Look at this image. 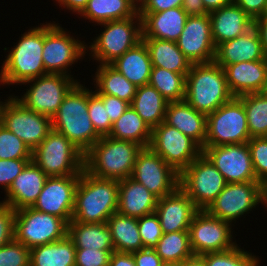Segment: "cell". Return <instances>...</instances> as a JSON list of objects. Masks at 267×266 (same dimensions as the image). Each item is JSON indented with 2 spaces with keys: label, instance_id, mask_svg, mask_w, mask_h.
<instances>
[{
  "label": "cell",
  "instance_id": "cell-1",
  "mask_svg": "<svg viewBox=\"0 0 267 266\" xmlns=\"http://www.w3.org/2000/svg\"><path fill=\"white\" fill-rule=\"evenodd\" d=\"M9 49L0 66V86L21 85L22 83L48 74L45 71L42 50L44 46V23L30 27ZM7 50V51H6Z\"/></svg>",
  "mask_w": 267,
  "mask_h": 266
},
{
  "label": "cell",
  "instance_id": "cell-2",
  "mask_svg": "<svg viewBox=\"0 0 267 266\" xmlns=\"http://www.w3.org/2000/svg\"><path fill=\"white\" fill-rule=\"evenodd\" d=\"M119 180L97 178L85 170L75 191L72 220L103 223L118 209Z\"/></svg>",
  "mask_w": 267,
  "mask_h": 266
},
{
  "label": "cell",
  "instance_id": "cell-3",
  "mask_svg": "<svg viewBox=\"0 0 267 266\" xmlns=\"http://www.w3.org/2000/svg\"><path fill=\"white\" fill-rule=\"evenodd\" d=\"M87 111L88 88L78 82L64 97L57 113L51 119L52 129L65 135L83 153L101 138Z\"/></svg>",
  "mask_w": 267,
  "mask_h": 266
},
{
  "label": "cell",
  "instance_id": "cell-4",
  "mask_svg": "<svg viewBox=\"0 0 267 266\" xmlns=\"http://www.w3.org/2000/svg\"><path fill=\"white\" fill-rule=\"evenodd\" d=\"M141 150L134 142L103 136L84 153V170L97 178L126 179L131 177Z\"/></svg>",
  "mask_w": 267,
  "mask_h": 266
},
{
  "label": "cell",
  "instance_id": "cell-5",
  "mask_svg": "<svg viewBox=\"0 0 267 266\" xmlns=\"http://www.w3.org/2000/svg\"><path fill=\"white\" fill-rule=\"evenodd\" d=\"M233 97L223 67L215 61L191 65L184 100L195 110L209 115Z\"/></svg>",
  "mask_w": 267,
  "mask_h": 266
},
{
  "label": "cell",
  "instance_id": "cell-6",
  "mask_svg": "<svg viewBox=\"0 0 267 266\" xmlns=\"http://www.w3.org/2000/svg\"><path fill=\"white\" fill-rule=\"evenodd\" d=\"M99 25L104 31L92 37L90 45L86 43V51L91 58L89 62L92 60L99 65L111 64L142 40L139 12L128 19L107 21L97 24Z\"/></svg>",
  "mask_w": 267,
  "mask_h": 266
},
{
  "label": "cell",
  "instance_id": "cell-7",
  "mask_svg": "<svg viewBox=\"0 0 267 266\" xmlns=\"http://www.w3.org/2000/svg\"><path fill=\"white\" fill-rule=\"evenodd\" d=\"M77 35H71L56 21L44 23L42 60L47 73L76 77L71 74V68L88 55L85 40L81 41Z\"/></svg>",
  "mask_w": 267,
  "mask_h": 266
},
{
  "label": "cell",
  "instance_id": "cell-8",
  "mask_svg": "<svg viewBox=\"0 0 267 266\" xmlns=\"http://www.w3.org/2000/svg\"><path fill=\"white\" fill-rule=\"evenodd\" d=\"M32 161L48 177L80 175L84 170V153L53 129L32 151Z\"/></svg>",
  "mask_w": 267,
  "mask_h": 266
},
{
  "label": "cell",
  "instance_id": "cell-9",
  "mask_svg": "<svg viewBox=\"0 0 267 266\" xmlns=\"http://www.w3.org/2000/svg\"><path fill=\"white\" fill-rule=\"evenodd\" d=\"M259 205H267V188L260 181L227 183L206 211L235 226Z\"/></svg>",
  "mask_w": 267,
  "mask_h": 266
},
{
  "label": "cell",
  "instance_id": "cell-10",
  "mask_svg": "<svg viewBox=\"0 0 267 266\" xmlns=\"http://www.w3.org/2000/svg\"><path fill=\"white\" fill-rule=\"evenodd\" d=\"M78 82H81L80 79L74 77L48 73L22 83L20 86L27 85L29 88L24 89L26 92L21 96L13 95L26 108L52 119L64 97Z\"/></svg>",
  "mask_w": 267,
  "mask_h": 266
},
{
  "label": "cell",
  "instance_id": "cell-11",
  "mask_svg": "<svg viewBox=\"0 0 267 266\" xmlns=\"http://www.w3.org/2000/svg\"><path fill=\"white\" fill-rule=\"evenodd\" d=\"M68 223L55 215L32 207L15 211L14 239L27 248L59 241L67 236Z\"/></svg>",
  "mask_w": 267,
  "mask_h": 266
},
{
  "label": "cell",
  "instance_id": "cell-12",
  "mask_svg": "<svg viewBox=\"0 0 267 266\" xmlns=\"http://www.w3.org/2000/svg\"><path fill=\"white\" fill-rule=\"evenodd\" d=\"M250 139L245 107L238 97L207 115V135L204 146L247 143Z\"/></svg>",
  "mask_w": 267,
  "mask_h": 266
},
{
  "label": "cell",
  "instance_id": "cell-13",
  "mask_svg": "<svg viewBox=\"0 0 267 266\" xmlns=\"http://www.w3.org/2000/svg\"><path fill=\"white\" fill-rule=\"evenodd\" d=\"M226 184L223 175L203 153L179 174V187L198 210H206Z\"/></svg>",
  "mask_w": 267,
  "mask_h": 266
},
{
  "label": "cell",
  "instance_id": "cell-14",
  "mask_svg": "<svg viewBox=\"0 0 267 266\" xmlns=\"http://www.w3.org/2000/svg\"><path fill=\"white\" fill-rule=\"evenodd\" d=\"M0 124L33 151L52 130L51 118L26 108L14 95H6Z\"/></svg>",
  "mask_w": 267,
  "mask_h": 266
},
{
  "label": "cell",
  "instance_id": "cell-15",
  "mask_svg": "<svg viewBox=\"0 0 267 266\" xmlns=\"http://www.w3.org/2000/svg\"><path fill=\"white\" fill-rule=\"evenodd\" d=\"M234 227L231 223L210 215L206 210H198L189 227L192 253L203 255L234 248L237 245Z\"/></svg>",
  "mask_w": 267,
  "mask_h": 266
},
{
  "label": "cell",
  "instance_id": "cell-16",
  "mask_svg": "<svg viewBox=\"0 0 267 266\" xmlns=\"http://www.w3.org/2000/svg\"><path fill=\"white\" fill-rule=\"evenodd\" d=\"M149 148L179 174L203 153L193 139L165 122L152 129Z\"/></svg>",
  "mask_w": 267,
  "mask_h": 266
},
{
  "label": "cell",
  "instance_id": "cell-17",
  "mask_svg": "<svg viewBox=\"0 0 267 266\" xmlns=\"http://www.w3.org/2000/svg\"><path fill=\"white\" fill-rule=\"evenodd\" d=\"M131 177L158 199L172 193L179 186V173L149 147L142 148L138 153Z\"/></svg>",
  "mask_w": 267,
  "mask_h": 266
},
{
  "label": "cell",
  "instance_id": "cell-18",
  "mask_svg": "<svg viewBox=\"0 0 267 266\" xmlns=\"http://www.w3.org/2000/svg\"><path fill=\"white\" fill-rule=\"evenodd\" d=\"M203 154L223 175L226 183L258 181L247 143L204 146Z\"/></svg>",
  "mask_w": 267,
  "mask_h": 266
},
{
  "label": "cell",
  "instance_id": "cell-19",
  "mask_svg": "<svg viewBox=\"0 0 267 266\" xmlns=\"http://www.w3.org/2000/svg\"><path fill=\"white\" fill-rule=\"evenodd\" d=\"M176 43L191 64L214 61L216 47L212 38L209 14L188 16Z\"/></svg>",
  "mask_w": 267,
  "mask_h": 266
},
{
  "label": "cell",
  "instance_id": "cell-20",
  "mask_svg": "<svg viewBox=\"0 0 267 266\" xmlns=\"http://www.w3.org/2000/svg\"><path fill=\"white\" fill-rule=\"evenodd\" d=\"M79 178L80 175L48 177L32 208L58 216L69 223L72 220Z\"/></svg>",
  "mask_w": 267,
  "mask_h": 266
},
{
  "label": "cell",
  "instance_id": "cell-21",
  "mask_svg": "<svg viewBox=\"0 0 267 266\" xmlns=\"http://www.w3.org/2000/svg\"><path fill=\"white\" fill-rule=\"evenodd\" d=\"M197 211L193 201L179 186L172 193L159 198L155 209L164 234L189 231Z\"/></svg>",
  "mask_w": 267,
  "mask_h": 266
},
{
  "label": "cell",
  "instance_id": "cell-22",
  "mask_svg": "<svg viewBox=\"0 0 267 266\" xmlns=\"http://www.w3.org/2000/svg\"><path fill=\"white\" fill-rule=\"evenodd\" d=\"M258 60H267V54L254 26L245 34L219 44L214 59L223 68L234 63Z\"/></svg>",
  "mask_w": 267,
  "mask_h": 266
},
{
  "label": "cell",
  "instance_id": "cell-23",
  "mask_svg": "<svg viewBox=\"0 0 267 266\" xmlns=\"http://www.w3.org/2000/svg\"><path fill=\"white\" fill-rule=\"evenodd\" d=\"M48 176L30 161L23 171L14 179L4 195L3 202L15 211L24 207H32L41 193Z\"/></svg>",
  "mask_w": 267,
  "mask_h": 266
},
{
  "label": "cell",
  "instance_id": "cell-24",
  "mask_svg": "<svg viewBox=\"0 0 267 266\" xmlns=\"http://www.w3.org/2000/svg\"><path fill=\"white\" fill-rule=\"evenodd\" d=\"M209 16L215 47L245 34L254 26V20L234 1L211 11Z\"/></svg>",
  "mask_w": 267,
  "mask_h": 266
},
{
  "label": "cell",
  "instance_id": "cell-25",
  "mask_svg": "<svg viewBox=\"0 0 267 266\" xmlns=\"http://www.w3.org/2000/svg\"><path fill=\"white\" fill-rule=\"evenodd\" d=\"M142 38L176 42L183 31L188 15L182 7L160 12H139Z\"/></svg>",
  "mask_w": 267,
  "mask_h": 266
},
{
  "label": "cell",
  "instance_id": "cell-26",
  "mask_svg": "<svg viewBox=\"0 0 267 266\" xmlns=\"http://www.w3.org/2000/svg\"><path fill=\"white\" fill-rule=\"evenodd\" d=\"M223 69L228 88L234 97L259 93L267 75V60L234 63Z\"/></svg>",
  "mask_w": 267,
  "mask_h": 266
},
{
  "label": "cell",
  "instance_id": "cell-27",
  "mask_svg": "<svg viewBox=\"0 0 267 266\" xmlns=\"http://www.w3.org/2000/svg\"><path fill=\"white\" fill-rule=\"evenodd\" d=\"M164 122L193 139L202 149L207 135V115L185 100L168 102Z\"/></svg>",
  "mask_w": 267,
  "mask_h": 266
},
{
  "label": "cell",
  "instance_id": "cell-28",
  "mask_svg": "<svg viewBox=\"0 0 267 266\" xmlns=\"http://www.w3.org/2000/svg\"><path fill=\"white\" fill-rule=\"evenodd\" d=\"M158 198L132 177L119 180L117 212L140 218L155 212Z\"/></svg>",
  "mask_w": 267,
  "mask_h": 266
},
{
  "label": "cell",
  "instance_id": "cell-29",
  "mask_svg": "<svg viewBox=\"0 0 267 266\" xmlns=\"http://www.w3.org/2000/svg\"><path fill=\"white\" fill-rule=\"evenodd\" d=\"M111 65L136 87L149 84L152 63L143 40L117 58Z\"/></svg>",
  "mask_w": 267,
  "mask_h": 266
},
{
  "label": "cell",
  "instance_id": "cell-30",
  "mask_svg": "<svg viewBox=\"0 0 267 266\" xmlns=\"http://www.w3.org/2000/svg\"><path fill=\"white\" fill-rule=\"evenodd\" d=\"M67 236L76 249H97L115 251L112 234L106 222L81 223L71 220Z\"/></svg>",
  "mask_w": 267,
  "mask_h": 266
},
{
  "label": "cell",
  "instance_id": "cell-31",
  "mask_svg": "<svg viewBox=\"0 0 267 266\" xmlns=\"http://www.w3.org/2000/svg\"><path fill=\"white\" fill-rule=\"evenodd\" d=\"M142 40L148 48L152 67H161L185 76L188 74L192 64L176 42L153 38H142Z\"/></svg>",
  "mask_w": 267,
  "mask_h": 266
},
{
  "label": "cell",
  "instance_id": "cell-32",
  "mask_svg": "<svg viewBox=\"0 0 267 266\" xmlns=\"http://www.w3.org/2000/svg\"><path fill=\"white\" fill-rule=\"evenodd\" d=\"M92 77V87L95 94L116 96L131 104L137 91V87L129 82L111 64L97 65Z\"/></svg>",
  "mask_w": 267,
  "mask_h": 266
},
{
  "label": "cell",
  "instance_id": "cell-33",
  "mask_svg": "<svg viewBox=\"0 0 267 266\" xmlns=\"http://www.w3.org/2000/svg\"><path fill=\"white\" fill-rule=\"evenodd\" d=\"M138 12L132 0H89L78 17L96 26L107 21L128 19Z\"/></svg>",
  "mask_w": 267,
  "mask_h": 266
},
{
  "label": "cell",
  "instance_id": "cell-34",
  "mask_svg": "<svg viewBox=\"0 0 267 266\" xmlns=\"http://www.w3.org/2000/svg\"><path fill=\"white\" fill-rule=\"evenodd\" d=\"M167 104L168 101L159 91L148 84L137 87L130 106L153 129L164 122Z\"/></svg>",
  "mask_w": 267,
  "mask_h": 266
},
{
  "label": "cell",
  "instance_id": "cell-35",
  "mask_svg": "<svg viewBox=\"0 0 267 266\" xmlns=\"http://www.w3.org/2000/svg\"><path fill=\"white\" fill-rule=\"evenodd\" d=\"M76 248L65 238L30 249V266H75Z\"/></svg>",
  "mask_w": 267,
  "mask_h": 266
},
{
  "label": "cell",
  "instance_id": "cell-36",
  "mask_svg": "<svg viewBox=\"0 0 267 266\" xmlns=\"http://www.w3.org/2000/svg\"><path fill=\"white\" fill-rule=\"evenodd\" d=\"M106 223L112 234L115 251L133 253L144 248L137 218L115 212Z\"/></svg>",
  "mask_w": 267,
  "mask_h": 266
},
{
  "label": "cell",
  "instance_id": "cell-37",
  "mask_svg": "<svg viewBox=\"0 0 267 266\" xmlns=\"http://www.w3.org/2000/svg\"><path fill=\"white\" fill-rule=\"evenodd\" d=\"M152 129L144 122L137 112L129 106L126 111L113 122L108 136L117 140L131 141L142 148H148Z\"/></svg>",
  "mask_w": 267,
  "mask_h": 266
},
{
  "label": "cell",
  "instance_id": "cell-38",
  "mask_svg": "<svg viewBox=\"0 0 267 266\" xmlns=\"http://www.w3.org/2000/svg\"><path fill=\"white\" fill-rule=\"evenodd\" d=\"M165 264H179L192 257L189 231L163 234L154 248Z\"/></svg>",
  "mask_w": 267,
  "mask_h": 266
},
{
  "label": "cell",
  "instance_id": "cell-39",
  "mask_svg": "<svg viewBox=\"0 0 267 266\" xmlns=\"http://www.w3.org/2000/svg\"><path fill=\"white\" fill-rule=\"evenodd\" d=\"M149 85L159 91L168 101H182L185 98L186 76L161 67H152Z\"/></svg>",
  "mask_w": 267,
  "mask_h": 266
},
{
  "label": "cell",
  "instance_id": "cell-40",
  "mask_svg": "<svg viewBox=\"0 0 267 266\" xmlns=\"http://www.w3.org/2000/svg\"><path fill=\"white\" fill-rule=\"evenodd\" d=\"M245 107L250 138L267 136V97L249 93L238 97Z\"/></svg>",
  "mask_w": 267,
  "mask_h": 266
},
{
  "label": "cell",
  "instance_id": "cell-41",
  "mask_svg": "<svg viewBox=\"0 0 267 266\" xmlns=\"http://www.w3.org/2000/svg\"><path fill=\"white\" fill-rule=\"evenodd\" d=\"M244 250L241 244L222 252H210L200 255L205 266H260L259 257Z\"/></svg>",
  "mask_w": 267,
  "mask_h": 266
},
{
  "label": "cell",
  "instance_id": "cell-42",
  "mask_svg": "<svg viewBox=\"0 0 267 266\" xmlns=\"http://www.w3.org/2000/svg\"><path fill=\"white\" fill-rule=\"evenodd\" d=\"M0 159H32L30 148L0 124Z\"/></svg>",
  "mask_w": 267,
  "mask_h": 266
},
{
  "label": "cell",
  "instance_id": "cell-43",
  "mask_svg": "<svg viewBox=\"0 0 267 266\" xmlns=\"http://www.w3.org/2000/svg\"><path fill=\"white\" fill-rule=\"evenodd\" d=\"M88 114L92 121L96 132L101 136H108L113 123L108 116L107 107L104 106L103 101L88 88Z\"/></svg>",
  "mask_w": 267,
  "mask_h": 266
},
{
  "label": "cell",
  "instance_id": "cell-44",
  "mask_svg": "<svg viewBox=\"0 0 267 266\" xmlns=\"http://www.w3.org/2000/svg\"><path fill=\"white\" fill-rule=\"evenodd\" d=\"M247 144L256 178L267 188V138L253 137Z\"/></svg>",
  "mask_w": 267,
  "mask_h": 266
},
{
  "label": "cell",
  "instance_id": "cell-45",
  "mask_svg": "<svg viewBox=\"0 0 267 266\" xmlns=\"http://www.w3.org/2000/svg\"><path fill=\"white\" fill-rule=\"evenodd\" d=\"M139 234L144 248L154 249L159 239L164 234L158 215L154 212L143 217L137 218Z\"/></svg>",
  "mask_w": 267,
  "mask_h": 266
},
{
  "label": "cell",
  "instance_id": "cell-46",
  "mask_svg": "<svg viewBox=\"0 0 267 266\" xmlns=\"http://www.w3.org/2000/svg\"><path fill=\"white\" fill-rule=\"evenodd\" d=\"M0 266H30V249L13 239L0 248Z\"/></svg>",
  "mask_w": 267,
  "mask_h": 266
},
{
  "label": "cell",
  "instance_id": "cell-47",
  "mask_svg": "<svg viewBox=\"0 0 267 266\" xmlns=\"http://www.w3.org/2000/svg\"><path fill=\"white\" fill-rule=\"evenodd\" d=\"M32 159H0V188L4 194Z\"/></svg>",
  "mask_w": 267,
  "mask_h": 266
},
{
  "label": "cell",
  "instance_id": "cell-48",
  "mask_svg": "<svg viewBox=\"0 0 267 266\" xmlns=\"http://www.w3.org/2000/svg\"><path fill=\"white\" fill-rule=\"evenodd\" d=\"M97 249H76L75 266H109L111 253Z\"/></svg>",
  "mask_w": 267,
  "mask_h": 266
},
{
  "label": "cell",
  "instance_id": "cell-49",
  "mask_svg": "<svg viewBox=\"0 0 267 266\" xmlns=\"http://www.w3.org/2000/svg\"><path fill=\"white\" fill-rule=\"evenodd\" d=\"M15 210L0 202V248L14 239Z\"/></svg>",
  "mask_w": 267,
  "mask_h": 266
},
{
  "label": "cell",
  "instance_id": "cell-50",
  "mask_svg": "<svg viewBox=\"0 0 267 266\" xmlns=\"http://www.w3.org/2000/svg\"><path fill=\"white\" fill-rule=\"evenodd\" d=\"M102 101L105 107H107L108 116L111 122H115L130 106V104L124 100L117 98L116 96L96 94Z\"/></svg>",
  "mask_w": 267,
  "mask_h": 266
},
{
  "label": "cell",
  "instance_id": "cell-51",
  "mask_svg": "<svg viewBox=\"0 0 267 266\" xmlns=\"http://www.w3.org/2000/svg\"><path fill=\"white\" fill-rule=\"evenodd\" d=\"M132 254L136 266H163L165 264L154 249L142 248Z\"/></svg>",
  "mask_w": 267,
  "mask_h": 266
},
{
  "label": "cell",
  "instance_id": "cell-52",
  "mask_svg": "<svg viewBox=\"0 0 267 266\" xmlns=\"http://www.w3.org/2000/svg\"><path fill=\"white\" fill-rule=\"evenodd\" d=\"M253 20L259 18L267 11V0H233Z\"/></svg>",
  "mask_w": 267,
  "mask_h": 266
},
{
  "label": "cell",
  "instance_id": "cell-53",
  "mask_svg": "<svg viewBox=\"0 0 267 266\" xmlns=\"http://www.w3.org/2000/svg\"><path fill=\"white\" fill-rule=\"evenodd\" d=\"M183 0H147L139 12H160L174 7H182Z\"/></svg>",
  "mask_w": 267,
  "mask_h": 266
},
{
  "label": "cell",
  "instance_id": "cell-54",
  "mask_svg": "<svg viewBox=\"0 0 267 266\" xmlns=\"http://www.w3.org/2000/svg\"><path fill=\"white\" fill-rule=\"evenodd\" d=\"M182 9L188 16H202L209 14L205 9L202 0H183Z\"/></svg>",
  "mask_w": 267,
  "mask_h": 266
},
{
  "label": "cell",
  "instance_id": "cell-55",
  "mask_svg": "<svg viewBox=\"0 0 267 266\" xmlns=\"http://www.w3.org/2000/svg\"><path fill=\"white\" fill-rule=\"evenodd\" d=\"M54 1V0H53ZM89 0H55V5L57 4L62 10L65 9L67 12L69 10L70 13L79 15L83 9L86 7ZM57 2V3H56Z\"/></svg>",
  "mask_w": 267,
  "mask_h": 266
},
{
  "label": "cell",
  "instance_id": "cell-56",
  "mask_svg": "<svg viewBox=\"0 0 267 266\" xmlns=\"http://www.w3.org/2000/svg\"><path fill=\"white\" fill-rule=\"evenodd\" d=\"M109 266H136L132 253L114 251L111 253Z\"/></svg>",
  "mask_w": 267,
  "mask_h": 266
},
{
  "label": "cell",
  "instance_id": "cell-57",
  "mask_svg": "<svg viewBox=\"0 0 267 266\" xmlns=\"http://www.w3.org/2000/svg\"><path fill=\"white\" fill-rule=\"evenodd\" d=\"M254 27L258 31L263 49L267 54V11L254 20Z\"/></svg>",
  "mask_w": 267,
  "mask_h": 266
},
{
  "label": "cell",
  "instance_id": "cell-58",
  "mask_svg": "<svg viewBox=\"0 0 267 266\" xmlns=\"http://www.w3.org/2000/svg\"><path fill=\"white\" fill-rule=\"evenodd\" d=\"M205 9L210 13L213 10L219 9L230 4L233 0H202Z\"/></svg>",
  "mask_w": 267,
  "mask_h": 266
},
{
  "label": "cell",
  "instance_id": "cell-59",
  "mask_svg": "<svg viewBox=\"0 0 267 266\" xmlns=\"http://www.w3.org/2000/svg\"><path fill=\"white\" fill-rule=\"evenodd\" d=\"M180 266H205V262L200 255H193L192 257L180 262Z\"/></svg>",
  "mask_w": 267,
  "mask_h": 266
},
{
  "label": "cell",
  "instance_id": "cell-60",
  "mask_svg": "<svg viewBox=\"0 0 267 266\" xmlns=\"http://www.w3.org/2000/svg\"><path fill=\"white\" fill-rule=\"evenodd\" d=\"M134 5L140 9L147 0H132Z\"/></svg>",
  "mask_w": 267,
  "mask_h": 266
},
{
  "label": "cell",
  "instance_id": "cell-61",
  "mask_svg": "<svg viewBox=\"0 0 267 266\" xmlns=\"http://www.w3.org/2000/svg\"><path fill=\"white\" fill-rule=\"evenodd\" d=\"M260 93H262L264 96L267 97V75H266V79H265V82H264V86H263V88H262Z\"/></svg>",
  "mask_w": 267,
  "mask_h": 266
},
{
  "label": "cell",
  "instance_id": "cell-62",
  "mask_svg": "<svg viewBox=\"0 0 267 266\" xmlns=\"http://www.w3.org/2000/svg\"><path fill=\"white\" fill-rule=\"evenodd\" d=\"M4 103H5V100L2 101V100L0 99V119H1V111H2V107H3Z\"/></svg>",
  "mask_w": 267,
  "mask_h": 266
},
{
  "label": "cell",
  "instance_id": "cell-63",
  "mask_svg": "<svg viewBox=\"0 0 267 266\" xmlns=\"http://www.w3.org/2000/svg\"><path fill=\"white\" fill-rule=\"evenodd\" d=\"M163 266H180V263L179 264H164Z\"/></svg>",
  "mask_w": 267,
  "mask_h": 266
}]
</instances>
